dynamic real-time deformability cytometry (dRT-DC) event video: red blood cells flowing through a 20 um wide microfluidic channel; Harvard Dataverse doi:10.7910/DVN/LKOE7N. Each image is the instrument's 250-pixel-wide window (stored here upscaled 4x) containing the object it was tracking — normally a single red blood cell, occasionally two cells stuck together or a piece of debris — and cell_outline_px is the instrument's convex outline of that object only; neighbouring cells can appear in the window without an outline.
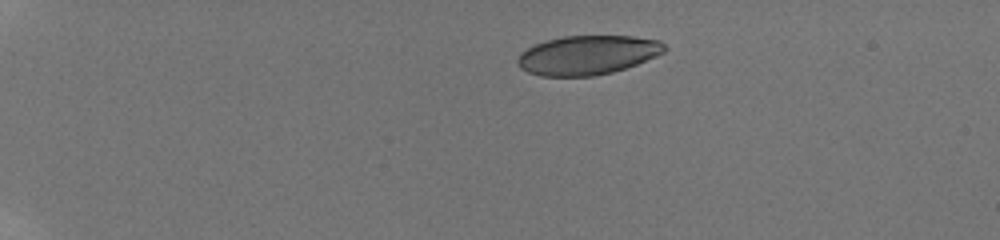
{"species": "human", "species_latin": "Homo sapiens", "temperature_condition": "room temperature", "stored_images_in_passage": 68, "camera_frame_rate_fps": 3000, "um_per_image_px": 0.085, "donor": {"sex": "male"}, "frame": {"image": 1, "passage_image": 1, "time_ms": 0.0, "image_size_px": [1000, 240], "cell_outline_px": [[668, 48], [664, 52], [656, 56], [636, 64], [612, 72], [592, 76], [540, 76], [528, 72], [520, 68], [516, 64], [516, 60], [528, 48], [536, 44], [548, 40], [564, 36], [632, 36], [660, 40]], "centroid_in_image_um": [49.96, 4.68], "position_along_channel_um": 35.0, "area_um2": 33.35}}
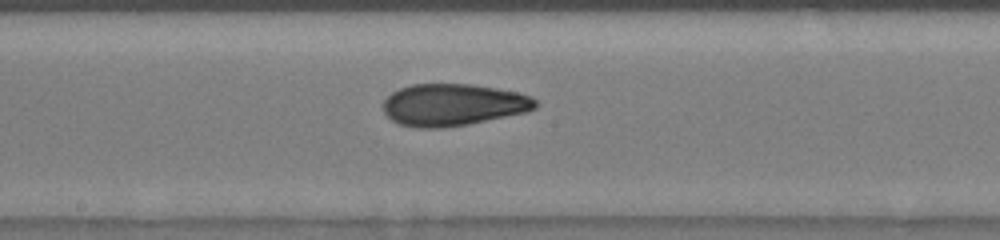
{"frame": {"image": 2, "passage_image": 26, "time_ms": 7.0, "image_size_px": [1000, 240], "cell_outline_px": [[540, 104], [536, 108], [528, 112], [468, 124], [444, 128], [416, 128], [400, 124], [392, 120], [384, 112], [384, 100], [392, 92], [400, 88], [412, 84], [472, 84], [496, 88], [516, 92], [532, 96]], "centroid_in_image_um": [38.55, 8.91], "position_along_channel_um": 209.7, "area_um2": 37.45}}
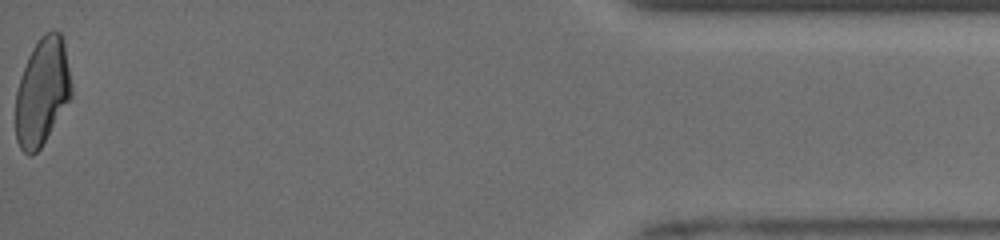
{"frame": {"image": 3, "passage_image": 67, "time_ms": 14.333, "image_size_px": [1000, 240], "cell_outline_px": [[72, 96], [40, 148], [32, 156], [28, 156], [20, 148], [16, 140], [16, 92], [28, 56], [32, 48], [40, 36], [44, 32], [52, 28], [60, 32], [64, 44], [72, 88]], "centroid_in_image_um": [3.58, 7.78], "position_along_channel_um": 431.6, "area_um2": 34.74}, "authors_computed_cell_mechanics": {"area_um2": 35.9516, "velocity_mm_per_s": 3.9495, "shape_relaxation_time_tau1_ms": null, "shape_relaxation_time_tau2_ms": 1.6918, "deformation_change_tau1": null, "deformation_change_tau2": 0.0838}}